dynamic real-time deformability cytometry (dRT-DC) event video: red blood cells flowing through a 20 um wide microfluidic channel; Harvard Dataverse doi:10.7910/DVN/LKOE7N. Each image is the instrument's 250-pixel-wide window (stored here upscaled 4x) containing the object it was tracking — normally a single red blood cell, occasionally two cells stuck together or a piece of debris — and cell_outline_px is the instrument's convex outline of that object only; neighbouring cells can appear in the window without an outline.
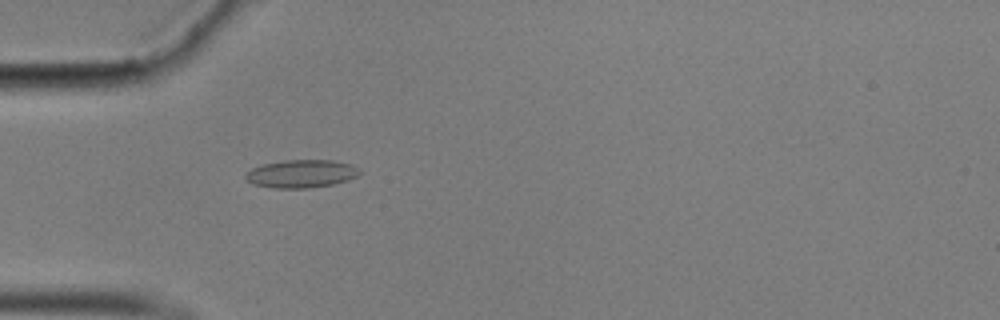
{"species": "common noctule bat (a hibernating species)", "species_latin": "Nyctalus noctula", "temperature_condition": "cold", "stored_images_in_passage": 47, "camera_frame_rate_fps": 3000, "um_per_image_px": 0.085, "animal": {"sex": "male", "body_mass_g": 17.9}, "frame": {"image": 1, "passage_image": 7, "time_ms": 2.0, "image_size_px": [1000, 320], "cell_outline_px": [[364, 172], [348, 180], [332, 184], [308, 188], [276, 188], [252, 184], [244, 180], [244, 172], [252, 168], [264, 164], [284, 160], [332, 160], [352, 164]], "centroid_in_image_um": [25.59, 14.76], "position_along_channel_um": 59.4, "area_um2": 18.79}}
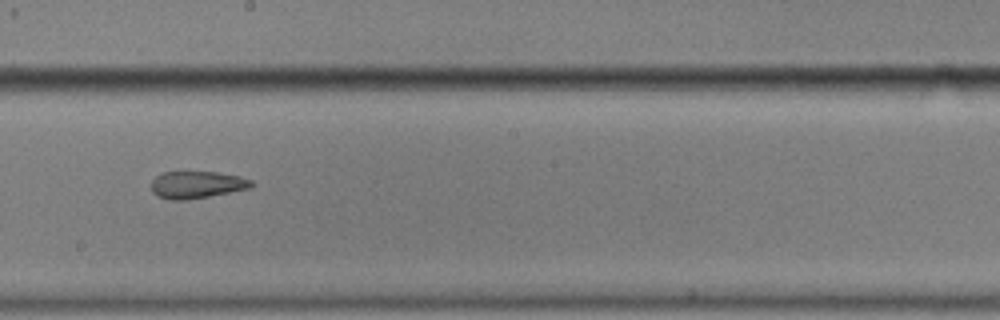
{"frame": {"image": 2, "passage_image": 22, "time_ms": 7.0, "image_size_px": [1000, 320], "cell_outline_px": [[256, 184], [252, 188], [188, 200], [168, 200], [156, 196], [152, 192], [152, 180], [156, 176], [164, 172], [216, 172], [240, 176], [252, 180]], "centroid_in_image_um": [16.76, 15.71], "position_along_channel_um": 231.4, "area_um2": 16.07}}
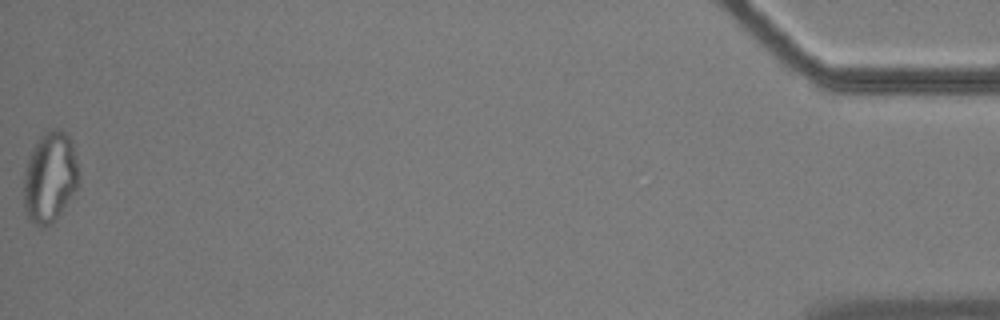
{"frame": {"image": 3, "passage_image": 47, "time_ms": 15.333, "image_size_px": [1000, 320], "cell_outline_px": [[80, 184], [52, 224], [44, 228], [32, 224], [24, 212], [24, 168], [28, 156], [36, 140], [48, 128], [60, 128], [72, 140], [76, 156]], "centroid_in_image_um": [4.23, 15.05], "position_along_channel_um": 431.0, "area_um2": 29.77}, "authors_computed_cell_mechanics": {"area_um2": 18.1492, "velocity_mm_per_s": 3.5119, "shape_relaxation_time_tau1_ms": null, "shape_relaxation_time_tau2_ms": 2.3356, "deformation_change_tau1": null, "deformation_change_tau2": 0.0827}}